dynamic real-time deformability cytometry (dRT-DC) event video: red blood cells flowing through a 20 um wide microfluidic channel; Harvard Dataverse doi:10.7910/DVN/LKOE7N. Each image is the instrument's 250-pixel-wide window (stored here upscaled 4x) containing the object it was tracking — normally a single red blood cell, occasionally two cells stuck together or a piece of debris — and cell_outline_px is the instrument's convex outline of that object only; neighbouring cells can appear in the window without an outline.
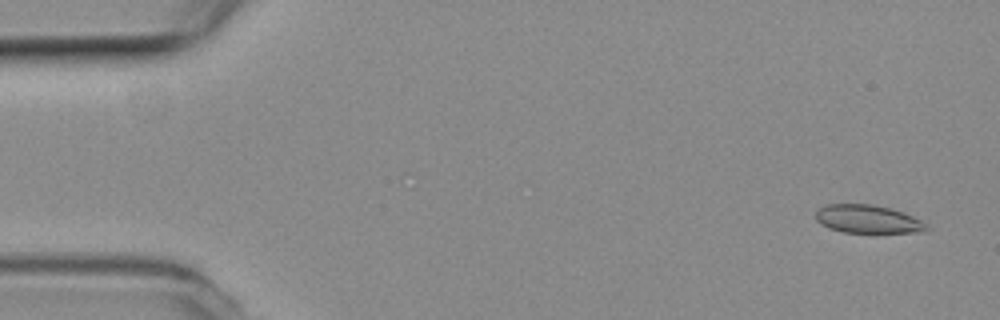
{"species": "common noctule bat (a hibernating species)", "species_latin": "Nyctalus noctula", "temperature_condition": "room temperature", "stored_images_in_passage": 13, "camera_frame_rate_fps": 3000, "um_per_image_px": 0.085, "animal": {"sex": "female", "body_mass_g": 19.3, "forearm_length_mm": 54.1}, "frame": {"image": 1, "passage_image": 3, "time_ms": 0.667, "image_size_px": [1000, 320], "cell_outline_px": [[928, 228], [916, 232], [876, 236], [872, 236], [840, 232], [828, 228], [820, 224], [816, 220], [816, 212], [824, 204], [872, 204], [892, 208], [904, 212], [920, 220]], "centroid_in_image_um": [73.74, 18.68], "position_along_channel_um": 11.3, "area_um2": 19.25}}